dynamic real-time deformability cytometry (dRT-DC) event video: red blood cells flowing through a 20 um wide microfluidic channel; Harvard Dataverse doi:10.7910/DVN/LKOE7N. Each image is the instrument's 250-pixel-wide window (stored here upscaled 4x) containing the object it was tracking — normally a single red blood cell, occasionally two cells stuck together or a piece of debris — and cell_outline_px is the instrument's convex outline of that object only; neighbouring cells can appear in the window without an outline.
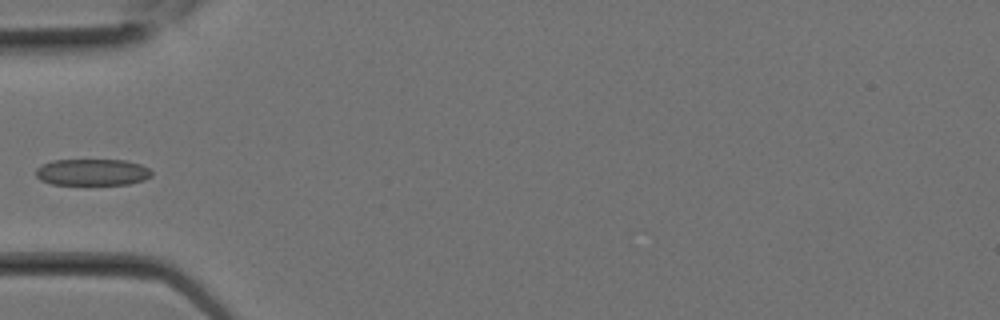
{"species": "Egyptian fruit bat (a non-hibernating species)", "species_latin": "Rousettus aegyptiacus", "temperature_condition": "room temperature", "stored_images_in_passage": 3, "camera_frame_rate_fps": 3000, "um_per_image_px": 0.085, "animal": {"sex": "female"}, "frame": {"image": 1, "passage_image": 3, "time_ms": 0.667, "image_size_px": [1000, 320], "cell_outline_px": [[152, 176], [144, 180], [128, 184], [52, 184], [40, 180], [36, 176], [36, 168], [52, 160], [124, 160], [140, 164], [148, 168], [152, 172]], "centroid_in_image_um": [7.85, 14.63], "position_along_channel_um": 77.2, "area_um2": 17.86}}